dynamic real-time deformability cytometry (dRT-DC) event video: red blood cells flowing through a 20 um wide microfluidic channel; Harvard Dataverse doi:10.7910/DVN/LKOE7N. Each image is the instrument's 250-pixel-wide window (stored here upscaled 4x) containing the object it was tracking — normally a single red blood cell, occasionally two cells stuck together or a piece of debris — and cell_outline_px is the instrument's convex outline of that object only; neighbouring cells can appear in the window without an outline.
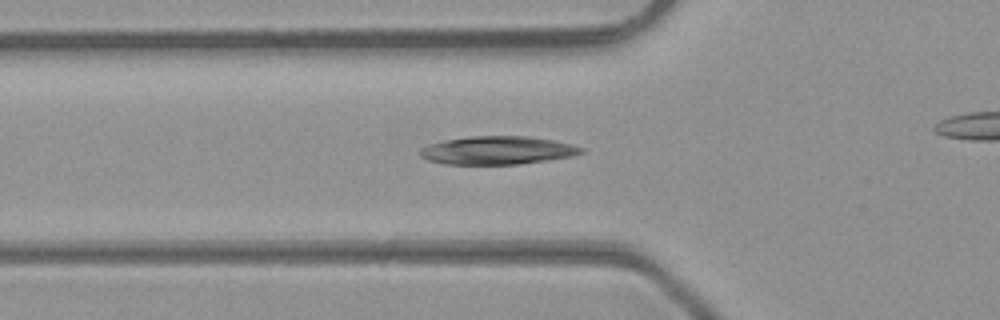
{"species": "common noctule bat (a hibernating species)", "species_latin": "Nyctalus noctula", "temperature_condition": "room temperature", "stored_images_in_passage": 31, "camera_frame_rate_fps": 3000, "um_per_image_px": 0.085, "animal": {"sex": "male", "body_mass_g": 23.1, "forearm_length_mm": 52.7}, "frame": {"image": 1, "passage_image": 9, "time_ms": 2.667, "image_size_px": [1000, 320], "cell_outline_px": [[584, 152], [572, 156], [520, 164], [444, 164], [428, 160], [420, 156], [420, 148], [428, 144], [444, 140], [472, 136], [528, 136], [552, 140], [572, 144], [584, 148]], "centroid_in_image_um": [42.27, 12.78], "position_along_channel_um": 83.5, "area_um2": 26.47}}
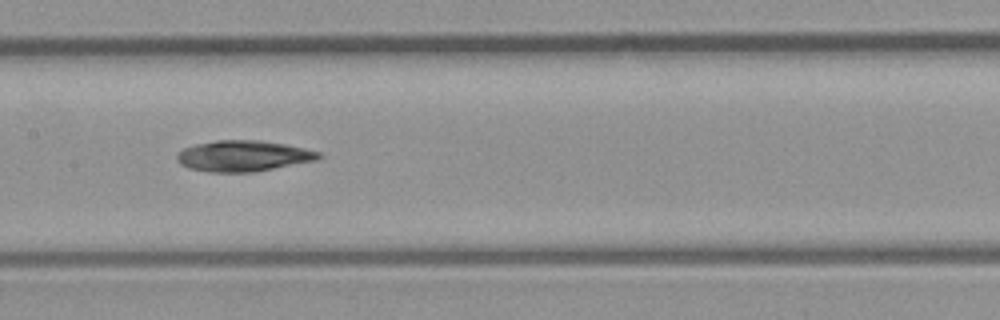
{"frame": {"image": 2, "passage_image": 16, "time_ms": 5.0, "image_size_px": [1000, 320], "cell_outline_px": [[324, 156], [320, 160], [256, 172], [208, 172], [188, 168], [180, 164], [176, 160], [176, 156], [184, 148], [196, 144], [216, 140], [260, 140], [284, 144], [304, 148], [320, 152]], "centroid_in_image_um": [20.72, 13.26], "position_along_channel_um": 186.7, "area_um2": 25.84}}
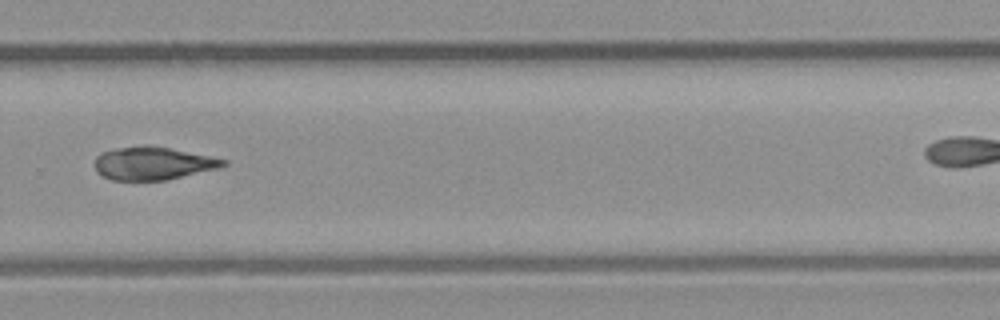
{"frame": {"image": 3, "passage_image": 25, "time_ms": 8.0, "image_size_px": [1000, 320], "cell_outline_px": [[228, 164], [220, 168], [164, 180], [112, 180], [96, 172], [96, 156], [104, 152], [120, 148], [144, 144], [152, 144], [228, 160]], "centroid_in_image_um": [13.03, 13.87], "position_along_channel_um": 316.8, "area_um2": 24.62}}